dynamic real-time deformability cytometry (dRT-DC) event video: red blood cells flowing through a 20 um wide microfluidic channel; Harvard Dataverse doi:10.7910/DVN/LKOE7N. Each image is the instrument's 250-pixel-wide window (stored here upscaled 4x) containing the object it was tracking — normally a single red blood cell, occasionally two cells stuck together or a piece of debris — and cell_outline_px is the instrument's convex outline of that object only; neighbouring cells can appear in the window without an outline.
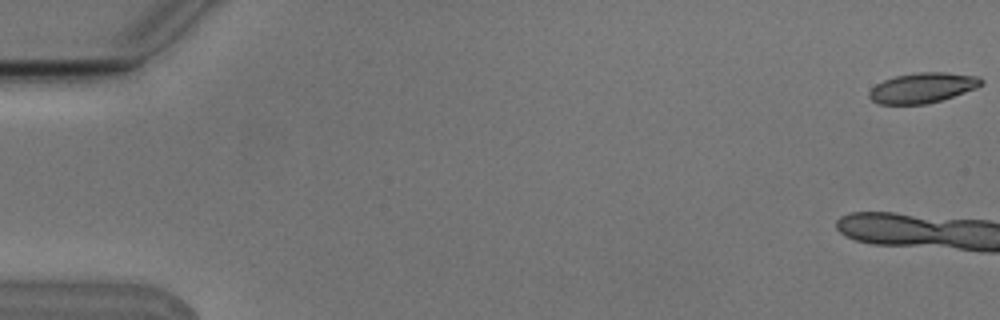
{"species": "Egyptian fruit bat (a non-hibernating species)", "species_latin": "Rousettus aegyptiacus", "temperature_condition": "cold", "stored_images_in_passage": 10, "camera_frame_rate_fps": 3000, "um_per_image_px": 0.085, "animal": {"sex": "male"}, "frame": {"image": 1, "passage_image": 1, "time_ms": 0.0, "image_size_px": [1000, 320], "cell_outline_px": [[984, 84], [976, 88], [928, 104], [880, 104], [872, 100], [868, 96], [868, 92], [876, 84], [884, 80], [896, 76], [916, 72], [944, 72], [980, 76], [984, 80]], "centroid_in_image_um": [78.43, 7.45], "position_along_channel_um": 6.6, "area_um2": 19.71}}
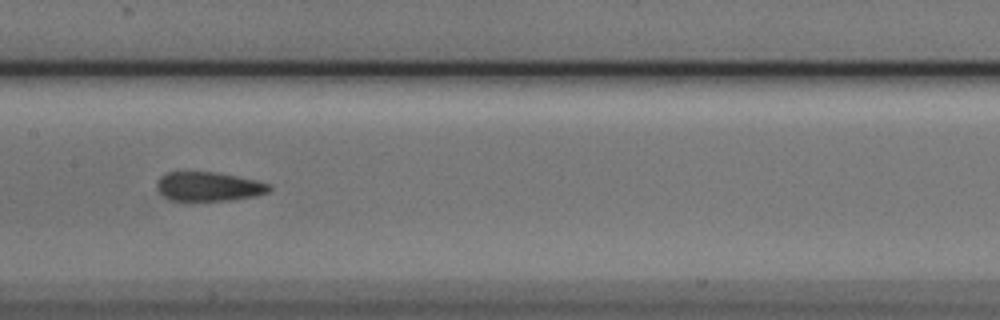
{"frame": {"image": 2, "passage_image": 9, "time_ms": 2.667, "image_size_px": [1000, 320], "cell_outline_px": [[272, 188], [268, 192], [256, 196], [228, 200], [168, 200], [156, 188], [156, 184], [160, 176], [168, 172], [216, 172], [256, 180], [272, 184]], "centroid_in_image_um": [17.75, 15.85], "position_along_channel_um": 189.7, "area_um2": 19.07}}
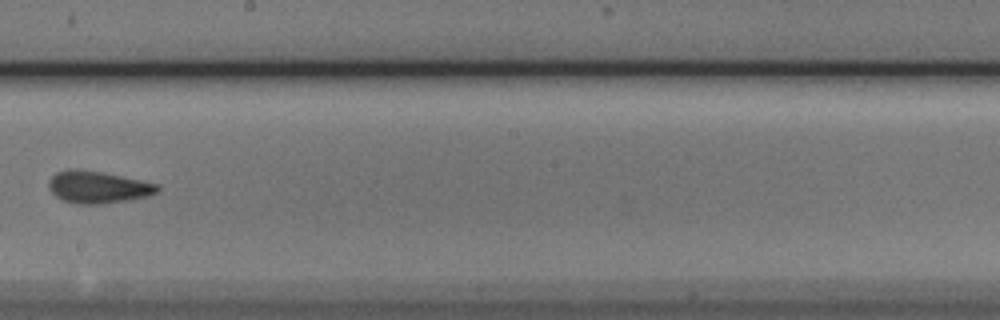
{"frame": {"image": 3, "passage_image": 10, "time_ms": 3.0, "image_size_px": [1000, 320], "cell_outline_px": [[160, 192], [148, 196], [128, 200], [100, 204], [76, 204], [64, 200], [56, 196], [48, 188], [48, 180], [56, 172], [68, 168], [76, 168], [104, 172], [140, 180], [156, 184], [160, 188]], "centroid_in_image_um": [8.3, 15.89], "position_along_channel_um": 239.9, "area_um2": 20.52}}